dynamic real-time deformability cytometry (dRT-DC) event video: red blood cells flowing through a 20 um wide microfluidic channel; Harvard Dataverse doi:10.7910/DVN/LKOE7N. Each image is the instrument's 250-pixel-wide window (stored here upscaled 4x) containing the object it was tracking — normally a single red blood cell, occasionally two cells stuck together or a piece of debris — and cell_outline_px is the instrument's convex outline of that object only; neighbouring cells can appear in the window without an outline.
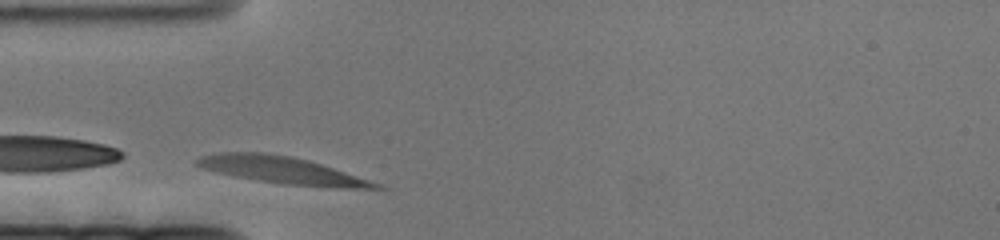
{"species": "human", "species_latin": "Homo sapiens", "temperature_condition": "cold", "stored_images_in_passage": 40, "camera_frame_rate_fps": 3000, "um_per_image_px": 0.085, "donor": {"sex": "female"}, "frame": {"image": 1, "passage_image": 1, "time_ms": 0.0, "image_size_px": [1000, 240], "cell_outline_px": [[388, 188], [344, 188], [284, 184], [256, 180], [216, 172], [200, 168], [196, 164], [196, 160], [200, 156], [220, 152], [264, 152], [288, 156], [308, 160], [380, 184]], "centroid_in_image_um": [23.89, 14.46], "position_along_channel_um": 61.1, "area_um2": 27.63}}
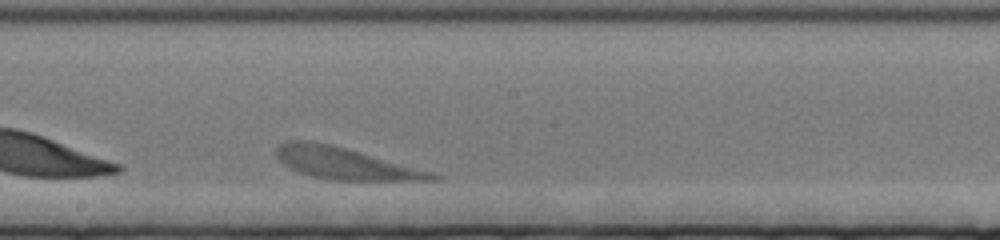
{"frame": {"image": 2, "passage_image": 21, "time_ms": 6.667, "image_size_px": [1000, 240], "cell_outline_px": [[444, 176], [440, 180], [328, 180], [296, 172], [284, 164], [276, 156], [276, 148], [280, 144], [288, 140], [308, 140], [332, 144], [432, 172]], "centroid_in_image_um": [29.31, 13.89], "position_along_channel_um": 218.9, "area_um2": 28.78}}
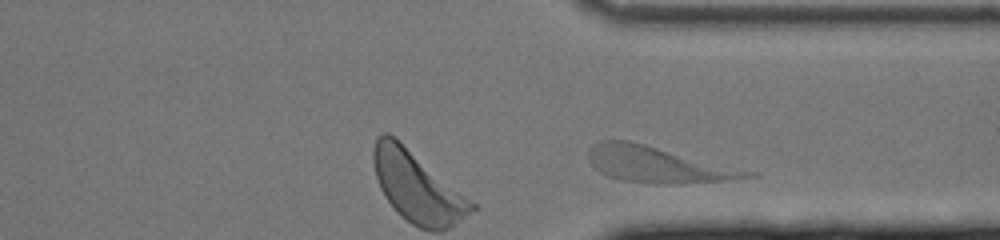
{"frame": {"image": 3, "passage_image": 38, "time_ms": 12.333, "image_size_px": [1000, 240], "cell_outline_px": [[760, 176], [724, 180], [668, 184], [656, 184], [620, 180], [608, 176], [600, 172], [588, 160], [588, 148], [596, 140], [628, 140], [756, 172]], "centroid_in_image_um": [55.85, 13.98], "position_along_channel_um": 355.5, "area_um2": 33.12}}